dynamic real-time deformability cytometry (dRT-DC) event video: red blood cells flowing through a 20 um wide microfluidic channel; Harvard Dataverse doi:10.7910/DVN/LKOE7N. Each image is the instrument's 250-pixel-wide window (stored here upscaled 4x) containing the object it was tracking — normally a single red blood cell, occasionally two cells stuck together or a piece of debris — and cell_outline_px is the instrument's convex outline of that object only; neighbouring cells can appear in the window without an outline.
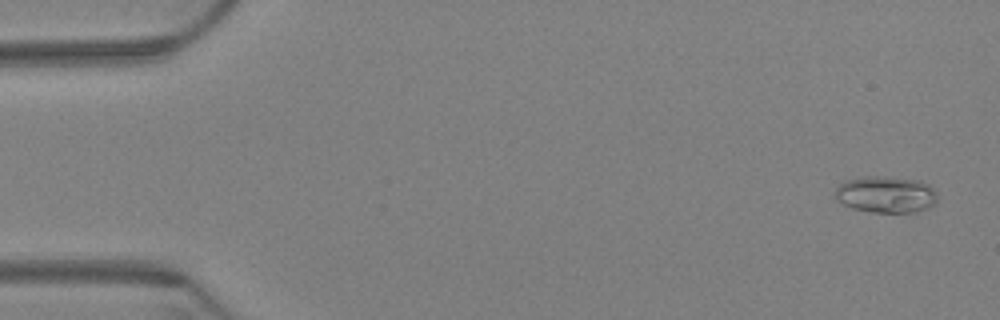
{"species": "Egyptian fruit bat (a non-hibernating species)", "species_latin": "Rousettus aegyptiacus", "temperature_condition": "warm", "stored_images_in_passage": 6, "camera_frame_rate_fps": 3000, "um_per_image_px": 0.085, "animal": {"sex": "female"}, "frame": {"image": 1, "passage_image": 1, "time_ms": 0.0, "image_size_px": [1000, 320], "cell_outline_px": [[936, 204], [928, 208], [916, 212], [872, 212], [852, 208], [836, 200], [836, 188], [844, 180], [864, 176], [884, 176], [920, 180], [928, 184], [936, 192]], "centroid_in_image_um": [75.31, 16.52], "position_along_channel_um": 9.7, "area_um2": 21.96}}
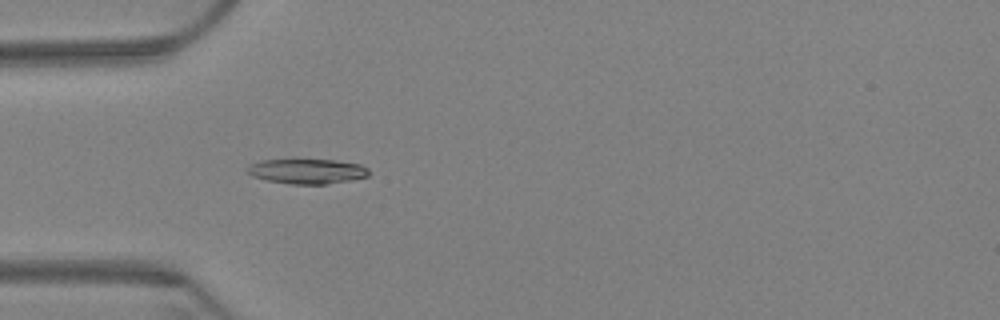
{"frame": {"image": 2, "passage_image": 6, "time_ms": 1.667, "image_size_px": [1000, 320], "cell_outline_px": [[368, 176], [328, 184], [292, 184], [268, 180], [252, 176], [244, 168], [248, 164], [260, 160], [332, 160], [360, 164], [368, 168]], "centroid_in_image_um": [26.05, 14.55], "position_along_channel_um": 58.9, "area_um2": 17.51}}